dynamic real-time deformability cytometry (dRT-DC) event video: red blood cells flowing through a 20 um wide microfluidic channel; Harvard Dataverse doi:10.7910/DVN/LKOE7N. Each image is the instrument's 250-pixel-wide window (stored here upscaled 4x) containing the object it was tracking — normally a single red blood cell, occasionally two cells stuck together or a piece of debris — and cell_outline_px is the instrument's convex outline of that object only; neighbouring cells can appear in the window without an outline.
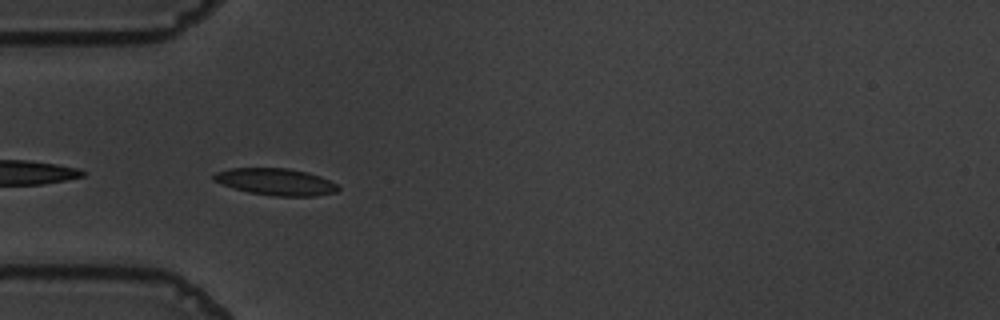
{"species": "common noctule bat (a hibernating species)", "species_latin": "Nyctalus noctula", "temperature_condition": "warm", "stored_images_in_passage": 41, "camera_frame_rate_fps": 3000, "um_per_image_px": 0.085, "animal": {"sex": "male", "body_mass_g": 19.5, "forearm_length_mm": 54.6}, "frame": {"image": 1, "passage_image": 2, "time_ms": 0.333, "image_size_px": [1000, 320], "cell_outline_px": [[340, 188], [336, 192], [316, 196], [272, 196], [248, 192], [212, 180], [212, 176], [216, 172], [228, 168], [288, 168], [308, 172], [320, 176], [336, 184]], "centroid_in_image_um": [23.45, 15.45], "position_along_channel_um": 61.6, "area_um2": 19.42}}
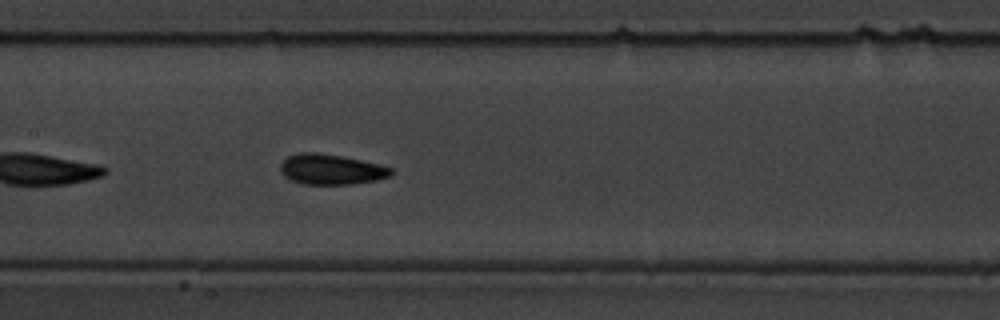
{"frame": {"image": 2, "passage_image": 12, "time_ms": 3.667, "image_size_px": [1000, 320], "cell_outline_px": [[396, 172], [392, 176], [376, 180], [352, 184], [300, 184], [288, 180], [280, 172], [280, 164], [288, 156], [300, 152], [316, 152], [340, 156], [380, 164], [392, 168]], "centroid_in_image_um": [28.14, 14.41], "position_along_channel_um": 179.3, "area_um2": 19.83}}
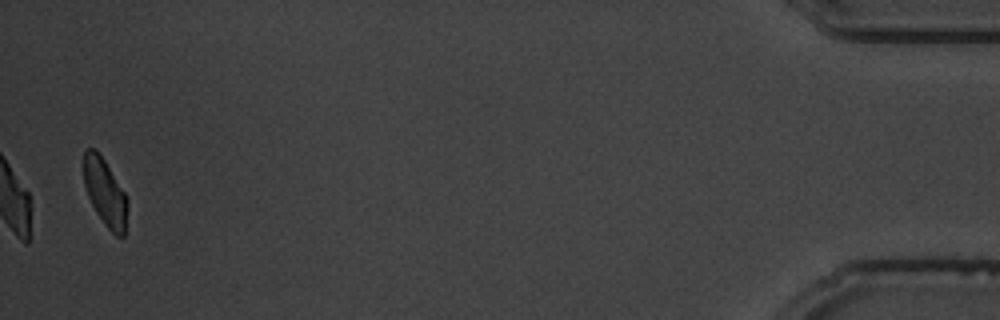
{"frame": {"image": 3, "passage_image": 40, "time_ms": 13.0, "image_size_px": [1000, 320], "cell_outline_px": [[128, 204], [124, 236], [120, 240], [104, 224], [96, 212], [88, 196], [84, 184], [84, 152], [88, 148], [96, 148], [104, 160], [124, 192], [128, 200]], "centroid_in_image_um": [8.94, 16.39], "position_along_channel_um": 426.3, "area_um2": 17.05}, "authors_computed_cell_mechanics": {"area_um2": 19.0162, "velocity_mm_per_s": 3.5876, "shape_relaxation_time_tau1_ms": 4.6156, "shape_relaxation_time_tau2_ms": 1.6557, "deformation_change_tau1": 0.1415, "deformation_change_tau2": 0.0788}}